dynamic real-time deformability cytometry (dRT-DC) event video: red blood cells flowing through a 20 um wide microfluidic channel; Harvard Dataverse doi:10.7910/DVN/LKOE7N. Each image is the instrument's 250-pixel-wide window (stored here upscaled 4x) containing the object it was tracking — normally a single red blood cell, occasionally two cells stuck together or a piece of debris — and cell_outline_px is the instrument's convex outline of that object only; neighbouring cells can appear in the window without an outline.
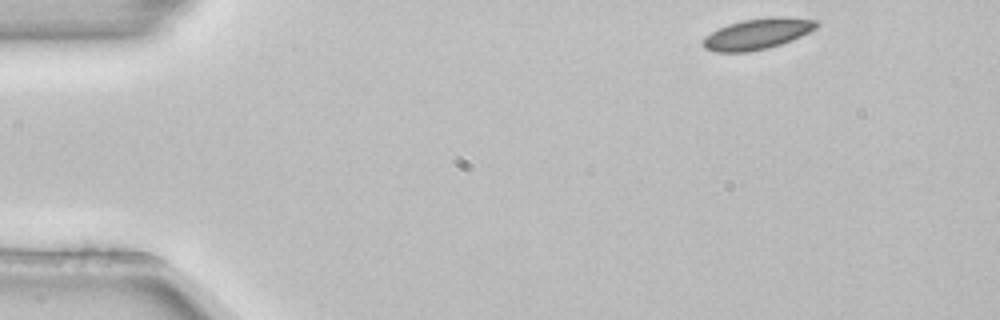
{"species": "common noctule bat (a hibernating species)", "species_latin": "Nyctalus noctula", "temperature_condition": "room temperature", "stored_images_in_passage": 3, "camera_frame_rate_fps": 3000, "um_per_image_px": 0.085, "animal": {"sex": "female", "body_mass_g": 22.7, "forearm_length_mm": 54.2}, "frame": {"image": 1, "passage_image": 1, "time_ms": 0.0, "image_size_px": [1000, 320], "cell_outline_px": [[820, 24], [816, 28], [792, 40], [768, 48], [748, 52], [716, 52], [704, 48], [704, 36], [728, 24], [744, 20], [772, 16], [784, 16], [820, 20]], "centroid_in_image_um": [64.43, 2.86], "position_along_channel_um": 20.6, "area_um2": 20.4}}